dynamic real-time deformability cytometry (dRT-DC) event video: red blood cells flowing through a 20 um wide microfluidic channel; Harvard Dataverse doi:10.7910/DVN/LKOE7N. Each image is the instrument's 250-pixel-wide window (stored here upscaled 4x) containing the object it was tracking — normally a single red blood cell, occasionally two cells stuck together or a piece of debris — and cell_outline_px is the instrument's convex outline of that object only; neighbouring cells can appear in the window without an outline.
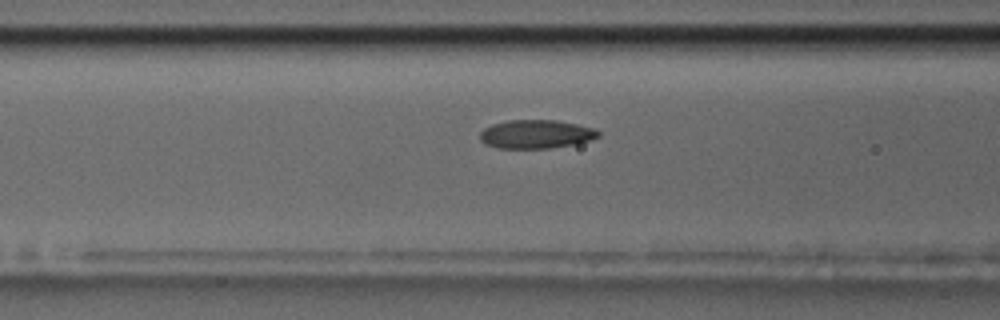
{"species": "common noctule bat (a hibernating species)", "species_latin": "Nyctalus noctula", "temperature_condition": "room temperature", "stored_images_in_passage": 9, "camera_frame_rate_fps": 3000, "um_per_image_px": 0.085, "animal": {"sex": "male", "body_mass_g": 17.5, "forearm_length_mm": 52.3}, "frame": {"image": 1, "passage_image": 7, "time_ms": 2.0, "image_size_px": [1000, 320], "cell_outline_px": [[600, 136], [592, 140], [572, 144], [548, 148], [500, 148], [484, 144], [480, 140], [480, 132], [484, 128], [492, 124], [508, 120], [556, 120], [576, 124], [592, 128], [600, 132]], "centroid_in_image_um": [45.54, 11.4], "position_along_channel_um": 121.1, "area_um2": 19.65}}